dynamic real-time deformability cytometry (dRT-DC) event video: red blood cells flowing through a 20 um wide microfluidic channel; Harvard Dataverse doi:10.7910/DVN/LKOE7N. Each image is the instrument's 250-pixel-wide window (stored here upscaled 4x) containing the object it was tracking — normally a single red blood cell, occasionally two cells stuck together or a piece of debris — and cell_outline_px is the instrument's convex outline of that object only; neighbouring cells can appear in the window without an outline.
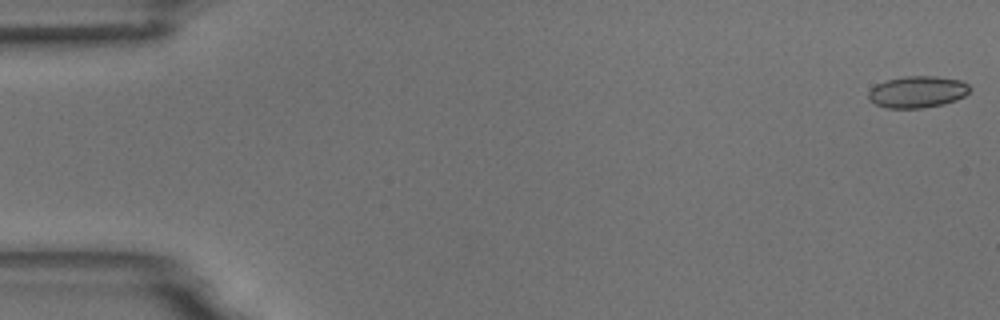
{"species": "common noctule bat (a hibernating species)", "species_latin": "Nyctalus noctula", "temperature_condition": "room temperature", "stored_images_in_passage": 55, "camera_frame_rate_fps": 3000, "um_per_image_px": 0.085, "animal": {"sex": "male", "body_mass_g": 18.8}, "frame": {"image": 1, "passage_image": 1, "time_ms": 0.0, "image_size_px": [1000, 320], "cell_outline_px": [[972, 88], [964, 96], [956, 100], [944, 104], [924, 108], [888, 108], [876, 104], [868, 100], [868, 92], [876, 84], [888, 80], [904, 76], [936, 76], [960, 80], [968, 84]], "centroid_in_image_um": [77.99, 7.81], "position_along_channel_um": 7.0, "area_um2": 18.79}}
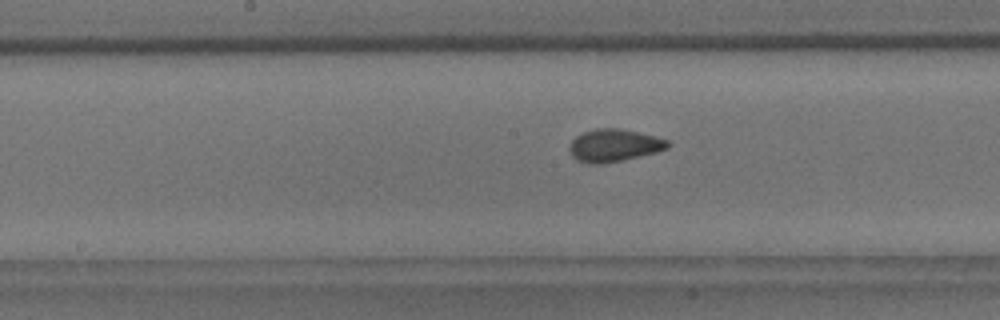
{"frame": {"image": 2, "passage_image": 28, "time_ms": 9.0, "image_size_px": [1000, 320], "cell_outline_px": [[672, 144], [668, 148], [656, 152], [624, 160], [600, 164], [588, 164], [572, 156], [568, 148], [572, 140], [576, 136], [584, 132], [596, 128], [620, 128], [668, 140]], "centroid_in_image_um": [52.19, 12.36], "position_along_channel_um": 196.0, "area_um2": 18.55}}
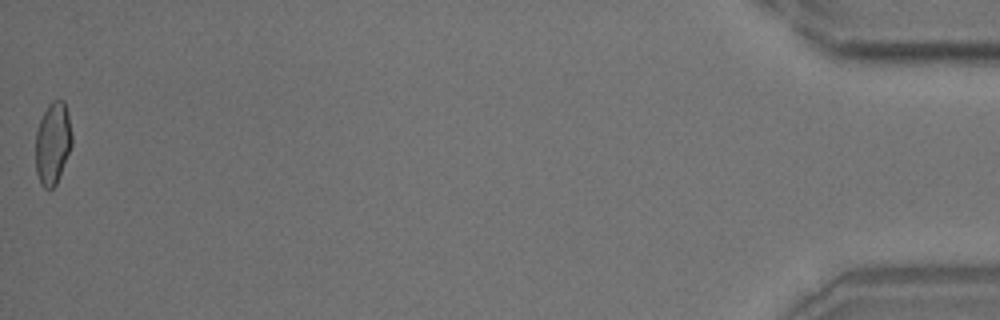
{"frame": {"image": 3, "passage_image": 55, "time_ms": 18.0, "image_size_px": [1000, 320], "cell_outline_px": [[72, 144], [56, 184], [48, 192], [40, 184], [36, 172], [36, 132], [40, 120], [48, 104], [52, 100], [64, 100], [68, 112], [72, 136]], "centroid_in_image_um": [4.48, 12.18], "position_along_channel_um": 430.7, "area_um2": 17.46}, "authors_computed_cell_mechanics": {"area_um2": 18.1492, "velocity_mm_per_s": 3.6762, "shape_relaxation_time_tau1_ms": 8.9729, "shape_relaxation_time_tau2_ms": 1.0177, "deformation_change_tau1": 0.1638, "deformation_change_tau2": 0.0419}}